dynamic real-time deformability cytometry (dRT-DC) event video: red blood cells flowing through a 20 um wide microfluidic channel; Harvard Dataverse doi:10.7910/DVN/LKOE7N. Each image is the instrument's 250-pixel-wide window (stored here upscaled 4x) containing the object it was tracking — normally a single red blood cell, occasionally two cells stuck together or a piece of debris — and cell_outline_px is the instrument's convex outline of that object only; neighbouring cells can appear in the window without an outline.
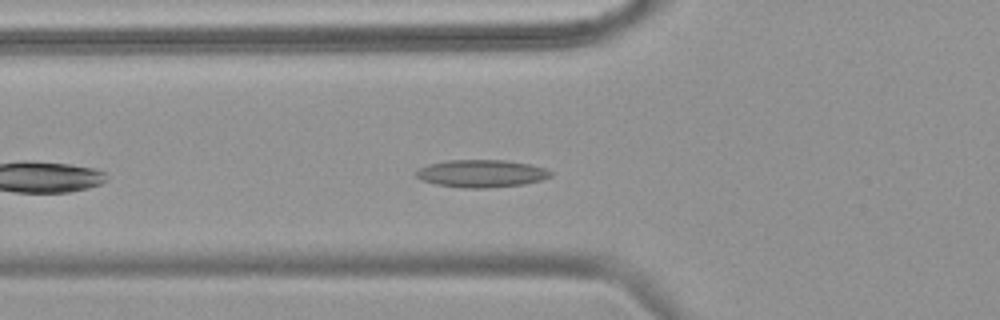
{"species": "common noctule bat (a hibernating species)", "species_latin": "Nyctalus noctula", "temperature_condition": "warm", "stored_images_in_passage": 22, "camera_frame_rate_fps": 3000, "um_per_image_px": 0.085, "animal": {"sex": "female", "body_mass_g": 18.4}, "frame": {"image": 1, "passage_image": 7, "time_ms": 2.0, "image_size_px": [1000, 320], "cell_outline_px": [[552, 176], [540, 180], [524, 184], [488, 188], [460, 188], [436, 184], [420, 180], [416, 176], [416, 172], [420, 168], [428, 164], [448, 160], [508, 160], [532, 164], [544, 168], [552, 172]], "centroid_in_image_um": [40.92, 14.75], "position_along_channel_um": 84.9, "area_um2": 21.73}}
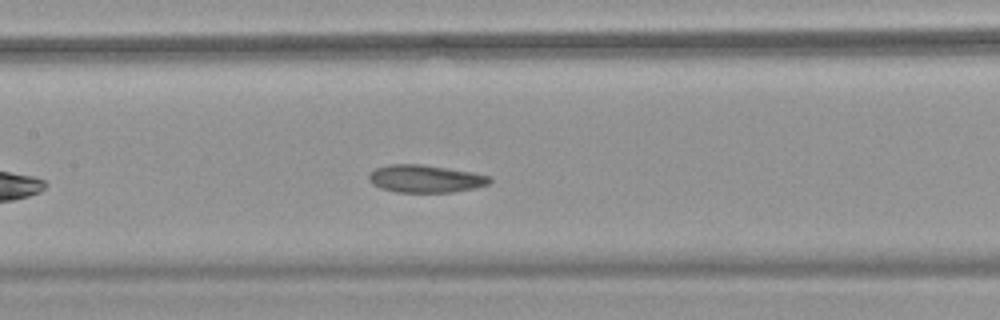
{"frame": {"image": 2, "passage_image": 14, "time_ms": 4.333, "image_size_px": [1000, 320], "cell_outline_px": [[492, 180], [488, 184], [476, 188], [452, 192], [396, 192], [380, 188], [372, 184], [368, 180], [368, 176], [376, 168], [388, 164], [420, 164], [472, 172], [492, 176]], "centroid_in_image_um": [36.16, 15.19], "position_along_channel_um": 171.2, "area_um2": 19.48}}
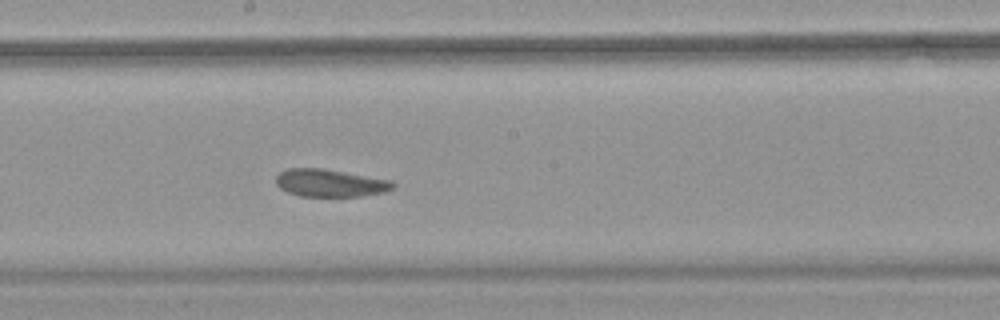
{"frame": {"image": 3, "passage_image": 18, "time_ms": 5.667, "image_size_px": [1000, 320], "cell_outline_px": [[396, 184], [392, 188], [384, 192], [360, 196], [300, 196], [288, 192], [280, 188], [276, 184], [276, 176], [280, 172], [288, 168], [324, 168], [392, 180]], "centroid_in_image_um": [28.06, 15.54], "position_along_channel_um": 220.1, "area_um2": 18.84}}